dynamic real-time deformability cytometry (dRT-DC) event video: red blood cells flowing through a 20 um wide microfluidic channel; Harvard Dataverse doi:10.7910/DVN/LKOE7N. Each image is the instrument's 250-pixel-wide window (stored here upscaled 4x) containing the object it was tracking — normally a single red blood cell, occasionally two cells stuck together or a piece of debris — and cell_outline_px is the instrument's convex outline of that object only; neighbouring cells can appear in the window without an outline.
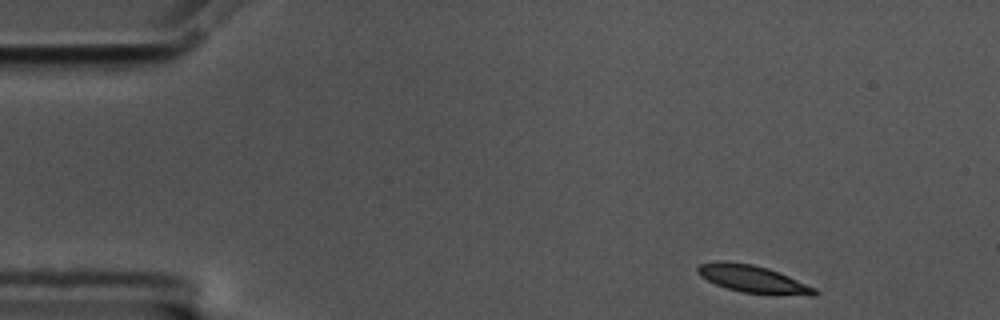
{"species": "common noctule bat (a hibernating species)", "species_latin": "Nyctalus noctula", "temperature_condition": "cold", "stored_images_in_passage": 52, "camera_frame_rate_fps": 3000, "um_per_image_px": 0.085, "animal": {"sex": "male", "body_mass_g": 17.5, "forearm_length_mm": 52.3}, "frame": {"image": 1, "passage_image": 1, "time_ms": 0.0, "image_size_px": [1000, 320], "cell_outline_px": [[820, 292], [816, 296], [808, 296], [744, 292], [728, 288], [716, 284], [700, 276], [696, 272], [696, 268], [700, 264], [720, 260], [724, 260], [752, 264], [768, 268], [788, 276], [816, 288]], "centroid_in_image_um": [64.01, 23.71], "position_along_channel_um": 21.0, "area_um2": 18.61}}
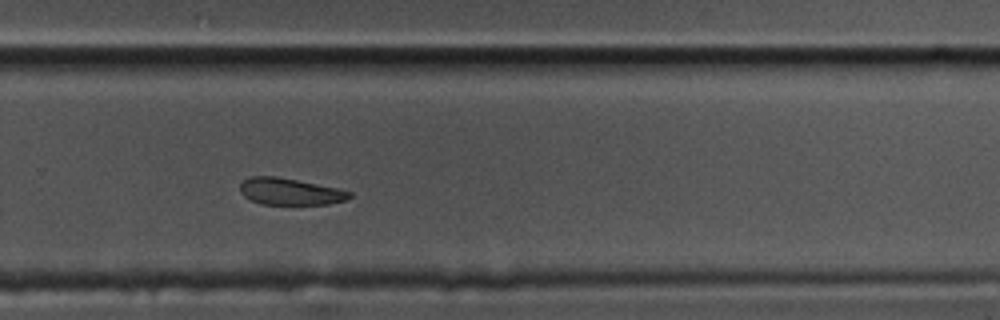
{"frame": {"image": 2, "passage_image": 33, "time_ms": 10.667, "image_size_px": [1000, 320], "cell_outline_px": [[352, 196], [348, 200], [328, 204], [260, 204], [244, 196], [240, 192], [240, 184], [244, 180], [252, 176], [276, 176], [340, 188], [352, 192]], "centroid_in_image_um": [24.69, 16.28], "position_along_channel_um": 305.1, "area_um2": 17.17}}
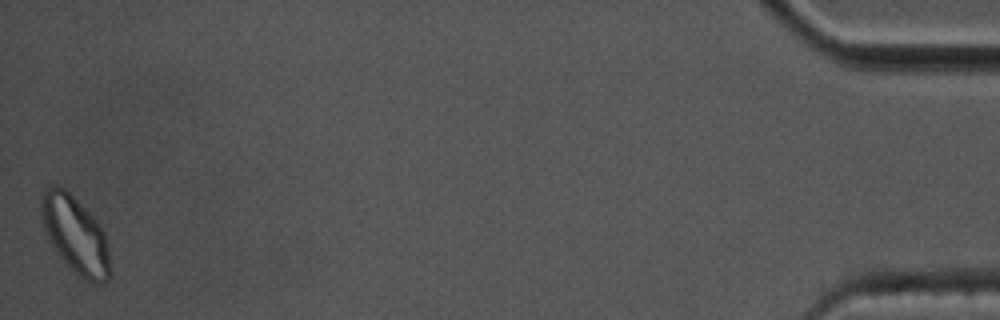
{"frame": {"image": 3, "passage_image": 52, "time_ms": 17.0, "image_size_px": [1000, 320], "cell_outline_px": [[112, 276], [104, 284], [92, 284], [84, 280], [64, 260], [48, 236], [44, 228], [40, 212], [40, 196], [44, 188], [48, 184], [56, 184], [64, 188], [100, 224], [104, 232], [108, 248], [112, 272]], "centroid_in_image_um": [6.43, 19.96], "position_along_channel_um": 428.8, "area_um2": 30.92}, "authors_computed_cell_mechanics": {"area_um2": 19.1029, "velocity_mm_per_s": 3.4436, "shape_relaxation_time_tau1_ms": 3.8426, "shape_relaxation_time_tau2_ms": null, "deformation_change_tau1": 0.0965, "deformation_change_tau2": null}}